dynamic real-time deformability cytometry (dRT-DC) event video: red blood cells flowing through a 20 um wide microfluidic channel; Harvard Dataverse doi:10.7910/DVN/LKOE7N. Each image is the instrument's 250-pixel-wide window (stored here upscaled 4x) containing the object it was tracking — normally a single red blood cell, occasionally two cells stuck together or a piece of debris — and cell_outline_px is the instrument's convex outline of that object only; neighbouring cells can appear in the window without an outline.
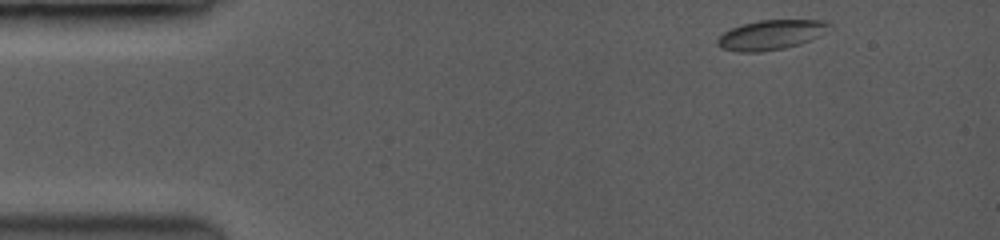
{"species": "common noctule bat (a hibernating species)", "species_latin": "Nyctalus noctula", "temperature_condition": "room temperature", "stored_images_in_passage": 19, "camera_frame_rate_fps": 3500, "um_per_image_px": 0.085, "animal": {"sex": "female", "body_mass_g": 19.0, "forearm_length_mm": 53.3}, "frame": {"image": 1, "passage_image": 1, "time_ms": 0.0, "image_size_px": [1000, 240], "cell_outline_px": [[828, 24], [808, 40], [784, 48], [756, 52], [740, 52], [724, 48], [716, 40], [724, 32], [732, 28], [744, 24], [760, 20], [816, 20]], "centroid_in_image_um": [65.38, 2.96], "position_along_channel_um": 19.6, "area_um2": 18.09}}
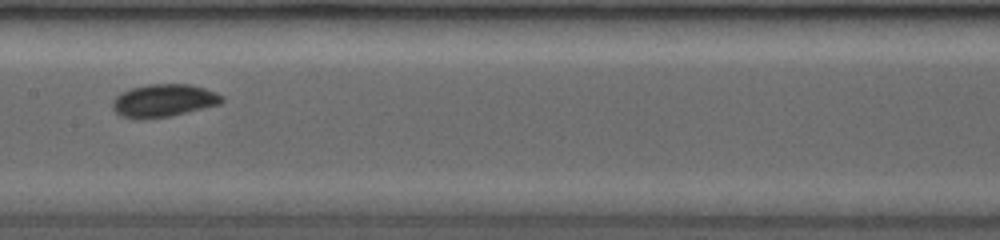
{"frame": {"image": 2, "passage_image": 12, "time_ms": 6.571, "image_size_px": [1000, 240], "cell_outline_px": [[224, 100], [220, 104], [168, 116], [124, 116], [116, 112], [112, 108], [112, 104], [116, 96], [132, 88], [148, 84], [188, 84], [204, 88], [220, 96]], "centroid_in_image_um": [13.93, 8.5], "position_along_channel_um": 193.5, "area_um2": 19.77}}
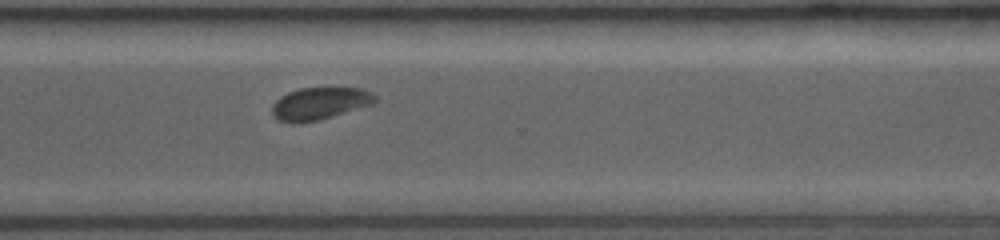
{"frame": {"image": 3, "passage_image": 19, "time_ms": 10.286, "image_size_px": [1000, 240], "cell_outline_px": [[376, 104], [332, 116], [316, 120], [296, 124], [292, 124], [276, 120], [272, 112], [272, 104], [280, 96], [288, 92], [300, 88], [360, 88], [372, 92], [376, 96]], "centroid_in_image_um": [27.17, 8.8], "position_along_channel_um": 343.4, "area_um2": 19.59}}